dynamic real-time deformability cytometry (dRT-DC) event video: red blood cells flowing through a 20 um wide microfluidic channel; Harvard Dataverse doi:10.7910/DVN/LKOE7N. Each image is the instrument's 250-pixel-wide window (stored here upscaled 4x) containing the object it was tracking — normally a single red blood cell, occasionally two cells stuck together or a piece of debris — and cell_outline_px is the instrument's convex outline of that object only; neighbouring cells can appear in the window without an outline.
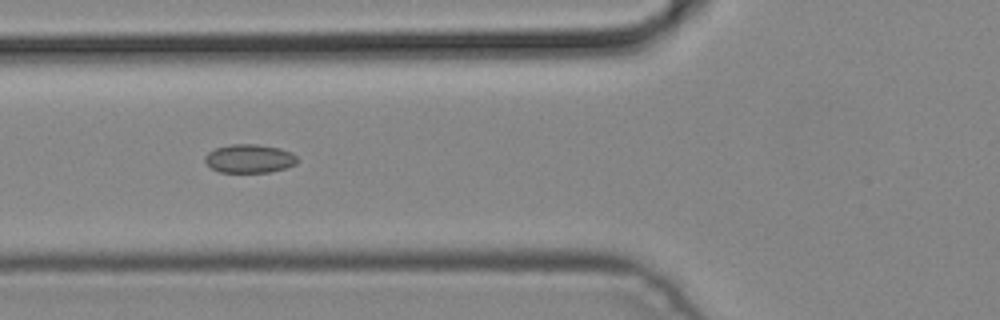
{"species": "common noctule bat (a hibernating species)", "species_latin": "Nyctalus noctula", "temperature_condition": "cold", "stored_images_in_passage": 7, "camera_frame_rate_fps": 3000, "um_per_image_px": 0.085, "animal": {"sex": "male", "body_mass_g": 19.2, "forearm_length_mm": 51.8}, "frame": {"image": 1, "passage_image": 6, "time_ms": 1.667, "image_size_px": [1000, 320], "cell_outline_px": [[300, 160], [296, 164], [284, 168], [268, 172], [220, 172], [212, 168], [204, 160], [204, 156], [208, 152], [216, 148], [232, 144], [260, 144], [280, 148], [292, 152]], "centroid_in_image_um": [21.23, 13.47], "position_along_channel_um": 104.6, "area_um2": 15.43}}
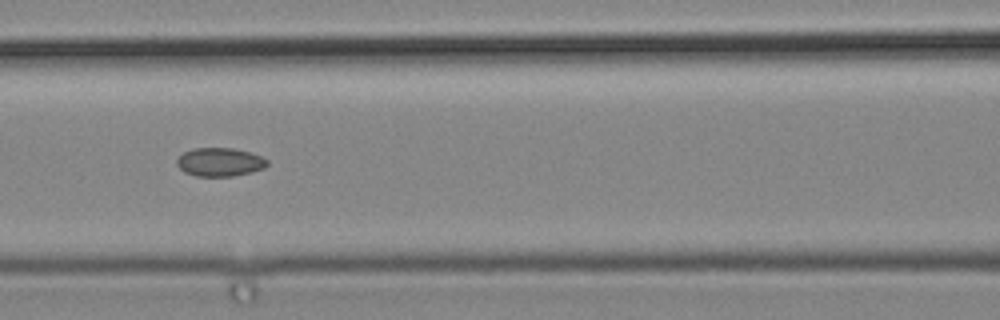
{"frame": {"image": 2, "passage_image": 7, "time_ms": 2.0, "image_size_px": [1000, 320], "cell_outline_px": [[268, 164], [264, 168], [252, 172], [232, 176], [196, 176], [184, 172], [176, 164], [176, 160], [184, 152], [192, 148], [232, 148], [252, 152], [268, 160]], "centroid_in_image_um": [18.69, 13.77], "position_along_channel_um": 147.9, "area_um2": 15.09}}